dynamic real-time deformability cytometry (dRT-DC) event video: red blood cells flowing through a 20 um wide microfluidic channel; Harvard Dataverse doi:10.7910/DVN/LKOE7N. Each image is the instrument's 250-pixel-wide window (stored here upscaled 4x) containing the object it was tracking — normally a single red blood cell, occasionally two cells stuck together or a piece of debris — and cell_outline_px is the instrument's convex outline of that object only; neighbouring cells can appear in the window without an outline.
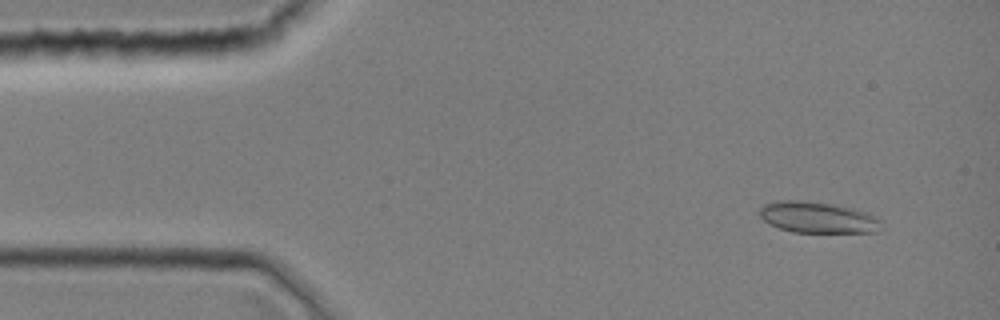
{"species": "common noctule bat (a hibernating species)", "species_latin": "Nyctalus noctula", "temperature_condition": "room temperature", "stored_images_in_passage": 5, "camera_frame_rate_fps": 3000, "um_per_image_px": 0.085, "animal": {"sex": "female", "body_mass_g": 19.0, "forearm_length_mm": 51.5}, "frame": {"image": 1, "passage_image": 3, "time_ms": 0.667, "image_size_px": [1000, 320], "cell_outline_px": [[884, 228], [876, 232], [792, 232], [768, 224], [760, 216], [760, 208], [764, 204], [776, 200], [796, 200], [832, 204], [852, 208], [868, 212], [876, 216], [880, 220]], "centroid_in_image_um": [69.53, 18.48], "position_along_channel_um": 15.5, "area_um2": 22.25}}